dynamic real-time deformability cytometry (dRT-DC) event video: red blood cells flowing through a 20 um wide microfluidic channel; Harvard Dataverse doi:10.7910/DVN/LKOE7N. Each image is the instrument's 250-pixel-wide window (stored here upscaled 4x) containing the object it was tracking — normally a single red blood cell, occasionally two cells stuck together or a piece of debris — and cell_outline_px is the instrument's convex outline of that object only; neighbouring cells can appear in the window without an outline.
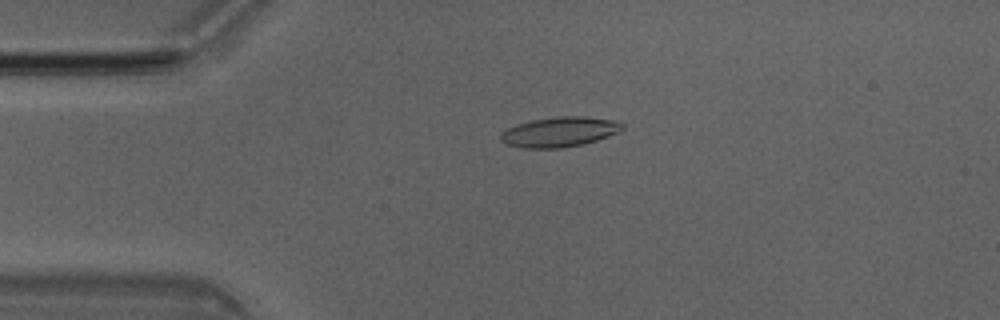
{"species": "Egyptian fruit bat (a non-hibernating species)", "species_latin": "Rousettus aegyptiacus", "temperature_condition": "room temperature", "stored_images_in_passage": 44, "camera_frame_rate_fps": 3000, "um_per_image_px": 0.085, "animal": {"sex": "male"}, "frame": {"image": 1, "passage_image": 5, "time_ms": 1.333, "image_size_px": [1000, 320], "cell_outline_px": [[624, 128], [616, 132], [596, 140], [584, 144], [560, 148], [520, 148], [508, 144], [500, 140], [500, 132], [516, 124], [532, 120], [560, 116], [584, 116], [616, 120], [624, 124]], "centroid_in_image_um": [47.54, 11.21], "position_along_channel_um": 37.5, "area_um2": 21.21}}
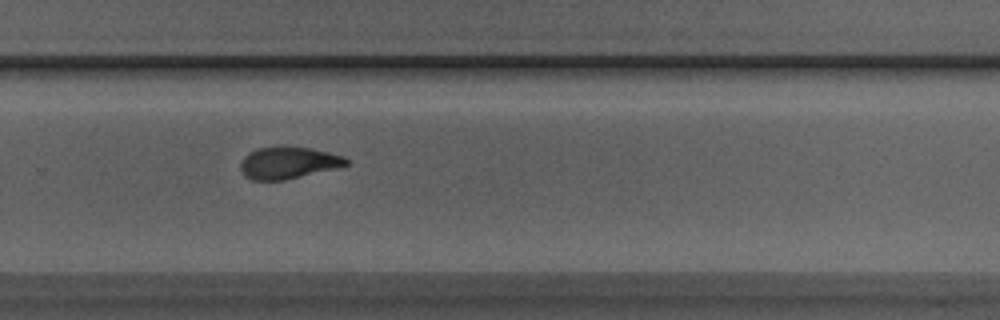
{"frame": {"image": 2, "passage_image": 27, "time_ms": 8.667, "image_size_px": [1000, 320], "cell_outline_px": [[348, 164], [336, 168], [284, 180], [252, 180], [244, 176], [240, 168], [240, 164], [244, 156], [260, 148], [308, 148], [328, 152], [344, 156], [348, 160]], "centroid_in_image_um": [24.5, 13.87], "position_along_channel_um": 305.3, "area_um2": 19.07}}
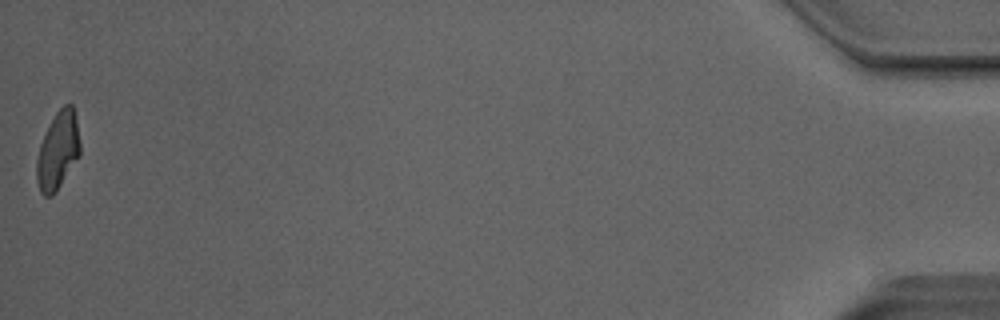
{"frame": {"image": 3, "passage_image": 44, "time_ms": 14.333, "image_size_px": [1000, 320], "cell_outline_px": [[80, 156], [56, 192], [52, 196], [44, 196], [40, 192], [36, 180], [36, 160], [40, 144], [56, 112], [64, 104], [72, 104], [76, 120], [80, 144]], "centroid_in_image_um": [4.92, 12.85], "position_along_channel_um": 430.3, "area_um2": 19.59}, "authors_computed_cell_mechanics": {"area_um2": 19.9699, "velocity_mm_per_s": 4.0499, "shape_relaxation_time_tau1_ms": null, "shape_relaxation_time_tau2_ms": 2.4056, "deformation_change_tau1": null, "deformation_change_tau2": 0.0978}}